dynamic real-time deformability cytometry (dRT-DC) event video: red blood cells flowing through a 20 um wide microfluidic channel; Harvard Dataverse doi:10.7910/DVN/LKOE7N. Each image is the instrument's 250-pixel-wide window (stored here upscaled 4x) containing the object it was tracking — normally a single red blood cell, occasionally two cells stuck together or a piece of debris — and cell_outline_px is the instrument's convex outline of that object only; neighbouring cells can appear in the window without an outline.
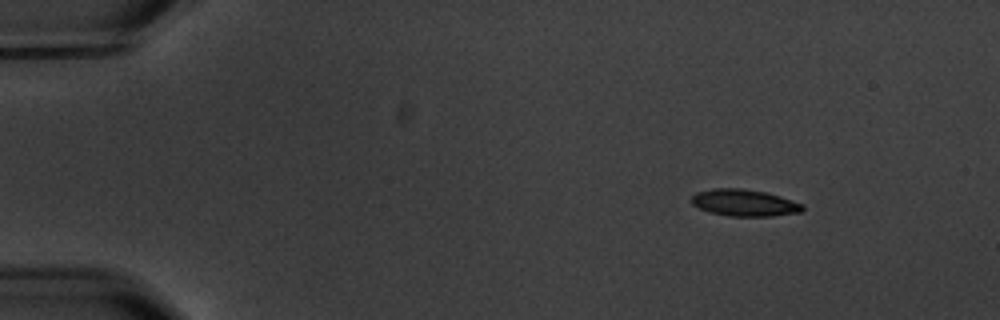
{"species": "common noctule bat (a hibernating species)", "species_latin": "Nyctalus noctula", "temperature_condition": "warm", "stored_images_in_passage": 5, "camera_frame_rate_fps": 3000, "um_per_image_px": 0.085, "animal": {"sex": "male", "body_mass_g": 20.1, "forearm_length_mm": 53.5}, "frame": {"image": 1, "passage_image": 2, "time_ms": 1.0, "image_size_px": [1000, 320], "cell_outline_px": [[804, 208], [800, 212], [772, 216], [728, 216], [712, 212], [700, 208], [692, 204], [692, 196], [696, 192], [712, 188], [740, 188], [764, 192], [780, 196], [804, 204]], "centroid_in_image_um": [63.28, 17.23], "position_along_channel_um": 21.7, "area_um2": 17.22}}
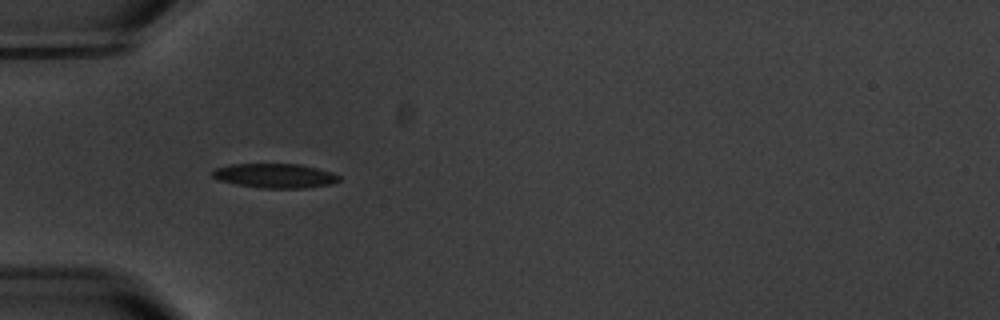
{"frame": {"image": 2, "passage_image": 5, "time_ms": 4.667, "image_size_px": [1000, 320], "cell_outline_px": [[340, 180], [332, 184], [304, 188], [260, 188], [236, 184], [220, 180], [212, 176], [212, 168], [228, 164], [300, 164], [332, 172], [340, 176]], "centroid_in_image_um": [23.35, 14.93], "position_along_channel_um": 61.6, "area_um2": 18.09}}